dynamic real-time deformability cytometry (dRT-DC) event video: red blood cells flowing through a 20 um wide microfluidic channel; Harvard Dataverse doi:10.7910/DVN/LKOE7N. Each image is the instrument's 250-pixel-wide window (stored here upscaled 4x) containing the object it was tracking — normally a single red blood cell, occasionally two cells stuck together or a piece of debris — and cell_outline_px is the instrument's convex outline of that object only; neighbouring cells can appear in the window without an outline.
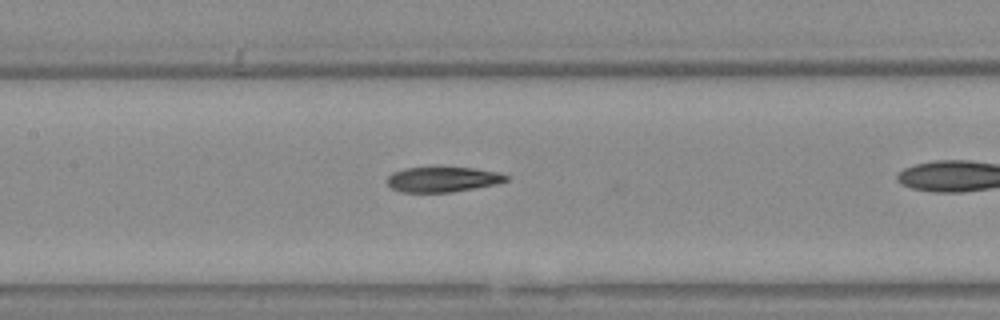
{"species": "Egyptian fruit bat (a non-hibernating species)", "species_latin": "Rousettus aegyptiacus", "temperature_condition": "warm", "stored_images_in_passage": 25, "camera_frame_rate_fps": 3000, "um_per_image_px": 0.085, "animal": {"sex": "female"}, "frame": {"image": 1, "passage_image": 8, "time_ms": 2.333, "image_size_px": [1000, 320], "cell_outline_px": [[508, 180], [496, 184], [452, 192], [400, 192], [392, 188], [388, 184], [388, 176], [392, 172], [404, 168], [476, 168], [500, 172], [508, 176]], "centroid_in_image_um": [37.64, 15.25], "position_along_channel_um": 169.8, "area_um2": 17.34}}
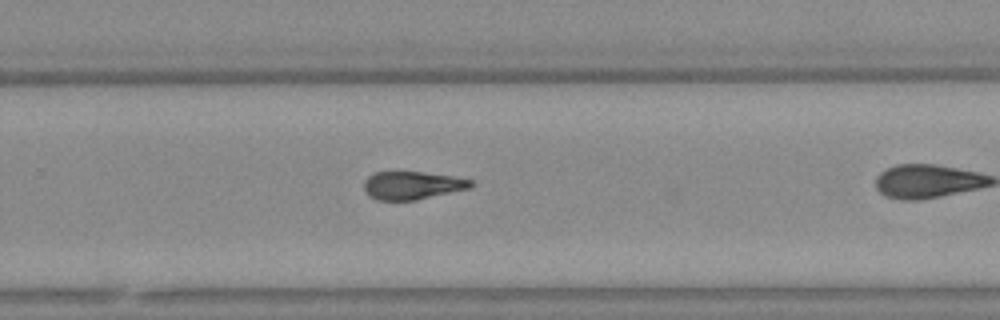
{"frame": {"image": 2, "passage_image": 18, "time_ms": 5.667, "image_size_px": [1000, 320], "cell_outline_px": [[476, 184], [472, 188], [416, 200], [376, 200], [368, 196], [364, 188], [364, 180], [368, 176], [376, 172], [424, 172], [456, 176], [472, 180]], "centroid_in_image_um": [35.09, 15.76], "position_along_channel_um": 294.7, "area_um2": 17.74}}